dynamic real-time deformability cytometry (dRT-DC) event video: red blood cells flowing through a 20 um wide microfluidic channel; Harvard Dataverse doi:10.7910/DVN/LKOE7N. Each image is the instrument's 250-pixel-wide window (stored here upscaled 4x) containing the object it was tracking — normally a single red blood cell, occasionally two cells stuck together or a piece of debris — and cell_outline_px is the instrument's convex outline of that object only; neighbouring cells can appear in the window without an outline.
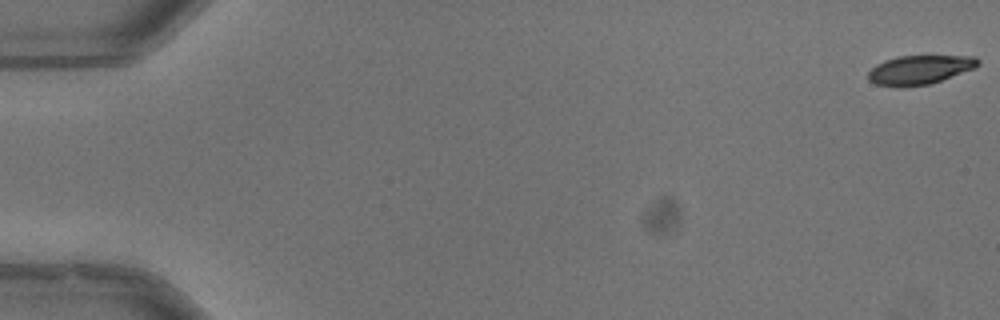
{"species": "common noctule bat (a hibernating species)", "species_latin": "Nyctalus noctula", "temperature_condition": "warm", "stored_images_in_passage": 53, "camera_frame_rate_fps": 3000, "um_per_image_px": 0.085, "animal": {"sex": "male", "body_mass_g": 13.3}, "frame": {"image": 1, "passage_image": 1, "time_ms": 0.0, "image_size_px": [1000, 320], "cell_outline_px": [[980, 64], [976, 68], [928, 84], [904, 88], [896, 88], [876, 84], [868, 80], [868, 72], [876, 64], [884, 60], [900, 56], [976, 56], [980, 60]], "centroid_in_image_um": [78.16, 5.94], "position_along_channel_um": 6.8, "area_um2": 18.79}}
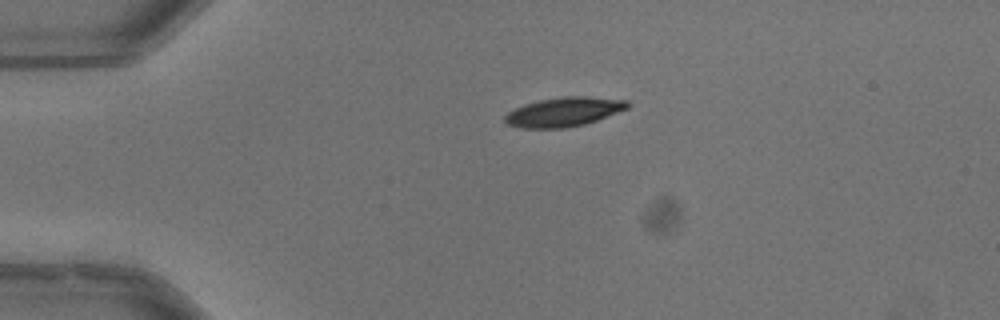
{"frame": {"image": 2, "passage_image": 13, "time_ms": 4.0, "image_size_px": [1000, 320], "cell_outline_px": [[632, 104], [628, 108], [596, 120], [584, 124], [564, 128], [520, 128], [508, 124], [504, 120], [504, 116], [508, 112], [524, 104], [540, 100], [564, 96], [588, 96], [628, 100]], "centroid_in_image_um": [47.94, 9.5], "position_along_channel_um": 37.1, "area_um2": 20.87}, "authors_computed_cell_mechanics": {"area_um2": 21.0392, "velocity_mm_per_s": 3.9674, "shape_relaxation_time_tau1_ms": 5.0205, "shape_relaxation_time_tau2_ms": 4.0686, "deformation_change_tau1": 0.1628, "deformation_change_tau2": 0.0763}}